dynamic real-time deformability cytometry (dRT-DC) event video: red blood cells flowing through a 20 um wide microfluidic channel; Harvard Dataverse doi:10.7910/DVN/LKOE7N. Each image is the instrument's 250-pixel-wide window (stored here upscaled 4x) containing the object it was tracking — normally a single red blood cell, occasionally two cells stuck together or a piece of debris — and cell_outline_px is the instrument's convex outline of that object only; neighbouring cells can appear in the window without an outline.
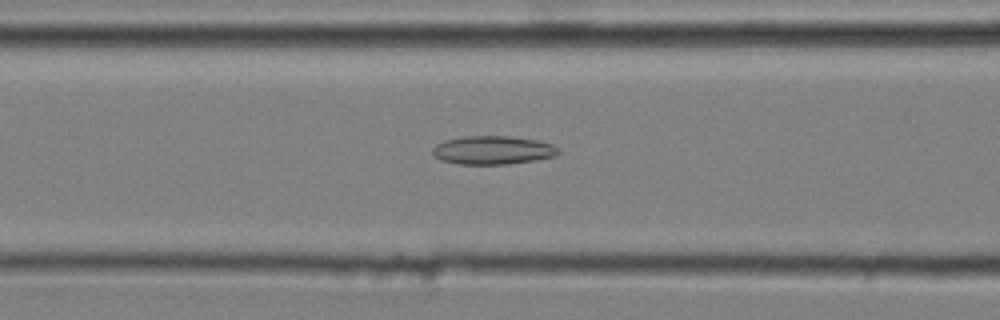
{"species": "common noctule bat (a hibernating species)", "species_latin": "Nyctalus noctula", "temperature_condition": "cold", "stored_images_in_passage": 51, "camera_frame_rate_fps": 3000, "um_per_image_px": 0.085, "animal": {"sex": "male", "body_mass_g": 20.4}, "frame": {"image": 1, "passage_image": 22, "time_ms": 7.0, "image_size_px": [1000, 320], "cell_outline_px": [[560, 152], [556, 156], [508, 164], [460, 164], [440, 160], [432, 152], [432, 148], [436, 144], [444, 140], [464, 136], [508, 136], [540, 140], [552, 144], [560, 148]], "centroid_in_image_um": [41.91, 12.75], "position_along_channel_um": 124.7, "area_um2": 20.98}}
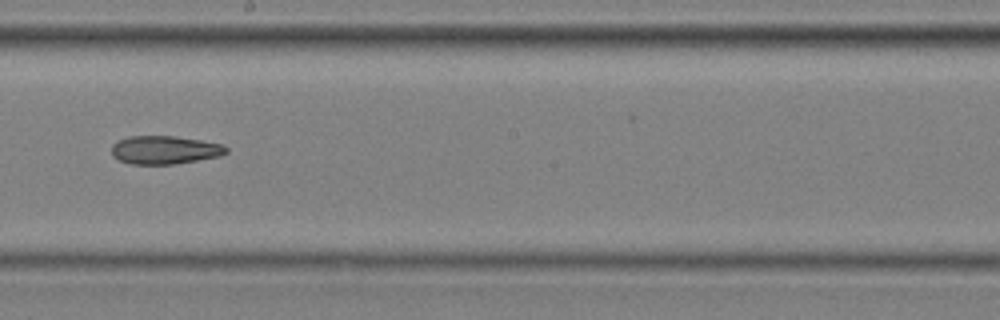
{"frame": {"image": 2, "passage_image": 31, "time_ms": 10.0, "image_size_px": [1000, 320], "cell_outline_px": [[228, 152], [220, 156], [176, 164], [132, 164], [120, 160], [112, 156], [112, 144], [116, 140], [128, 136], [172, 136], [200, 140], [224, 144], [228, 148]], "centroid_in_image_um": [14.0, 12.74], "position_along_channel_um": 234.2, "area_um2": 19.02}}
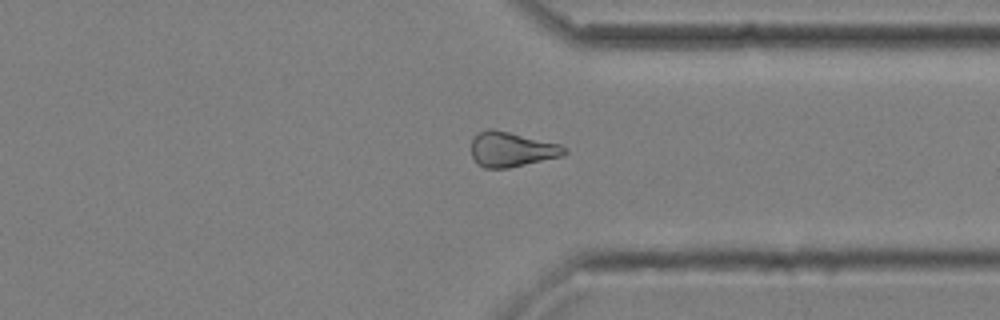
{"frame": {"image": 3, "passage_image": 42, "time_ms": 13.667, "image_size_px": [1000, 320], "cell_outline_px": [[568, 152], [564, 156], [508, 168], [484, 168], [476, 164], [472, 156], [472, 140], [480, 132], [488, 128], [492, 128], [560, 144], [568, 148]], "centroid_in_image_um": [43.51, 12.71], "position_along_channel_um": 367.9, "area_um2": 19.02}, "authors_computed_cell_mechanics": {"area_um2": 20.1144, "velocity_mm_per_s": 3.6541, "shape_relaxation_time_tau1_ms": null, "shape_relaxation_time_tau2_ms": 8.7713, "deformation_change_tau1": null, "deformation_change_tau2": 0.1875}}